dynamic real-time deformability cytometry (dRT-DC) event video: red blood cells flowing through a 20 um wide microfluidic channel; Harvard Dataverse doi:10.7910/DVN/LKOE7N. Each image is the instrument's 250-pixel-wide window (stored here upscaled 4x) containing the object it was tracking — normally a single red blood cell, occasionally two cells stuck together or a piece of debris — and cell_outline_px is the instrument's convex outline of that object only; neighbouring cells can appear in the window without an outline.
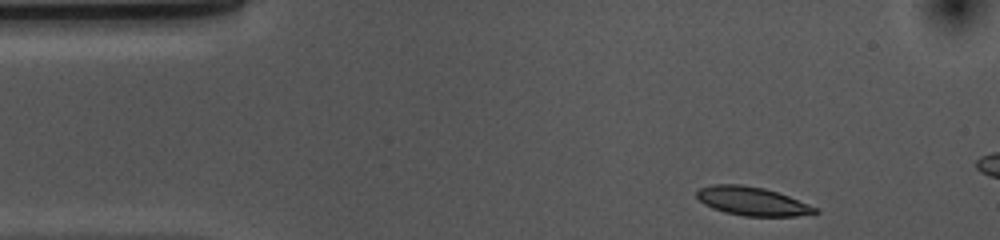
{"species": "common noctule bat (a hibernating species)", "species_latin": "Nyctalus noctula", "temperature_condition": "cold", "stored_images_in_passage": 9, "camera_frame_rate_fps": 3000, "um_per_image_px": 0.085, "animal": {"sex": "female", "body_mass_g": 10.0, "forearm_length_mm": 53.1}, "frame": {"image": 1, "passage_image": 1, "time_ms": 0.0, "image_size_px": [1000, 240], "cell_outline_px": [[820, 212], [796, 216], [744, 216], [724, 212], [712, 208], [704, 204], [696, 196], [696, 192], [700, 188], [712, 184], [740, 184], [764, 188], [788, 196], [820, 208]], "centroid_in_image_um": [63.95, 17.1], "position_along_channel_um": 21.1, "area_um2": 19.77}}